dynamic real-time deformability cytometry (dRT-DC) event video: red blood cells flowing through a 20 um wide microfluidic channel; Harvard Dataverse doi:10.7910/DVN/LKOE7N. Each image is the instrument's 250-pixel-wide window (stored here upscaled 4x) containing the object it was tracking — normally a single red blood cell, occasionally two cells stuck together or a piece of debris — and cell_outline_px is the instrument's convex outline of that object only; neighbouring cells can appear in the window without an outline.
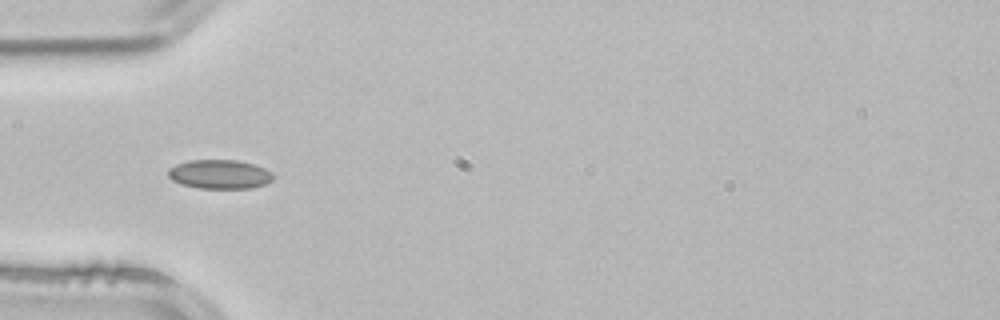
{"species": "common noctule bat (a hibernating species)", "species_latin": "Nyctalus noctula", "temperature_condition": "room temperature", "stored_images_in_passage": 4, "camera_frame_rate_fps": 3000, "um_per_image_px": 0.085, "animal": {"sex": "male", "body_mass_g": 21.5, "forearm_length_mm": 52.0}, "frame": {"image": 1, "passage_image": 4, "time_ms": 1.0, "image_size_px": [1000, 320], "cell_outline_px": [[272, 180], [264, 184], [252, 188], [200, 188], [180, 184], [172, 180], [168, 176], [168, 168], [176, 164], [188, 160], [236, 160], [256, 164], [272, 172]], "centroid_in_image_um": [18.65, 14.8], "position_along_channel_um": 66.4, "area_um2": 17.86}}